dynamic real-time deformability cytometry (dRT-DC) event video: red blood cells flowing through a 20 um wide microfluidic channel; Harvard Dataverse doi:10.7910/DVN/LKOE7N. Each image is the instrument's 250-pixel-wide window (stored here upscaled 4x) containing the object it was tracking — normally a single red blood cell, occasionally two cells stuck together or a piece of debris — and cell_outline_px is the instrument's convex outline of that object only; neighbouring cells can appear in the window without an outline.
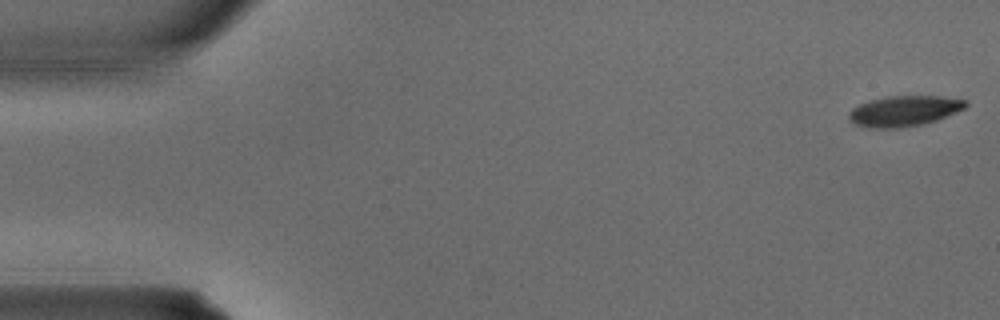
{"species": "common noctule bat (a hibernating species)", "species_latin": "Nyctalus noctula", "temperature_condition": "warm", "stored_images_in_passage": 4, "camera_frame_rate_fps": 3000, "um_per_image_px": 0.085, "animal": {"sex": "male", "body_mass_g": 15.6}, "frame": {"image": 1, "passage_image": 1, "time_ms": 0.0, "image_size_px": [1000, 320], "cell_outline_px": [[968, 104], [964, 108], [956, 112], [936, 120], [920, 124], [896, 128], [868, 128], [856, 124], [848, 120], [848, 112], [852, 108], [868, 100], [888, 96], [940, 96], [968, 100]], "centroid_in_image_um": [76.82, 9.42], "position_along_channel_um": 8.2, "area_um2": 20.75}}
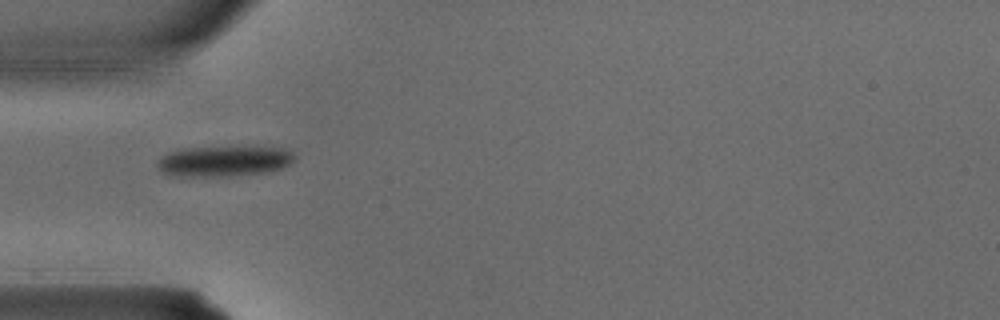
{"frame": {"image": 2, "passage_image": 4, "time_ms": 1.0, "image_size_px": [1000, 320], "cell_outline_px": [[296, 156], [288, 164], [280, 168], [268, 172], [228, 176], [172, 176], [160, 172], [156, 164], [156, 160], [160, 156], [168, 152], [184, 148], [280, 148], [292, 152]], "centroid_in_image_um": [18.93, 13.72], "position_along_channel_um": 66.1, "area_um2": 24.1}}